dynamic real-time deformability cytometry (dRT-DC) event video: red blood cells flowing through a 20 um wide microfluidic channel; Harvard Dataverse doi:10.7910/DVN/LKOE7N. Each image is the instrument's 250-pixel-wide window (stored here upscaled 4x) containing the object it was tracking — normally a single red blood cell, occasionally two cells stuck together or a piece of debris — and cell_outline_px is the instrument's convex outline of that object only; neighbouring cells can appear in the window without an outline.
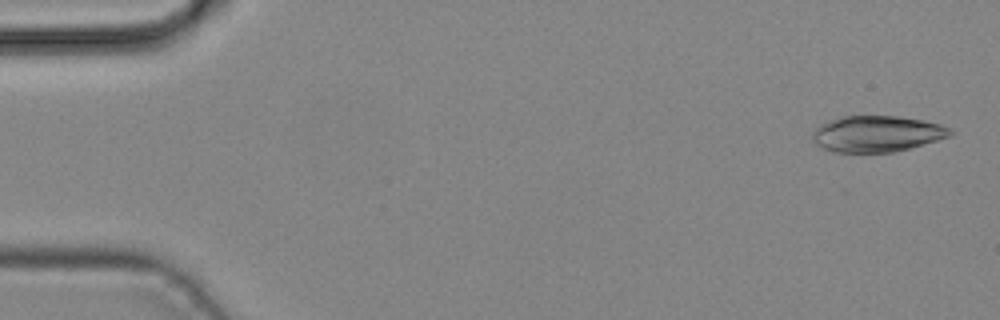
{"species": "common noctule bat (a hibernating species)", "species_latin": "Nyctalus noctula", "temperature_condition": "cold", "stored_images_in_passage": 5, "camera_frame_rate_fps": 3000, "um_per_image_px": 0.085, "animal": {"sex": "male", "body_mass_g": 19.2, "forearm_length_mm": 51.8}, "frame": {"image": 1, "passage_image": 1, "time_ms": 0.0, "image_size_px": [1000, 320], "cell_outline_px": [[956, 132], [948, 136], [936, 140], [908, 148], [892, 152], [832, 152], [820, 148], [812, 140], [812, 132], [820, 124], [828, 120], [844, 116], [900, 116], [924, 120], [940, 124], [952, 128]], "centroid_in_image_um": [74.51, 11.36], "position_along_channel_um": 10.5, "area_um2": 29.13}}
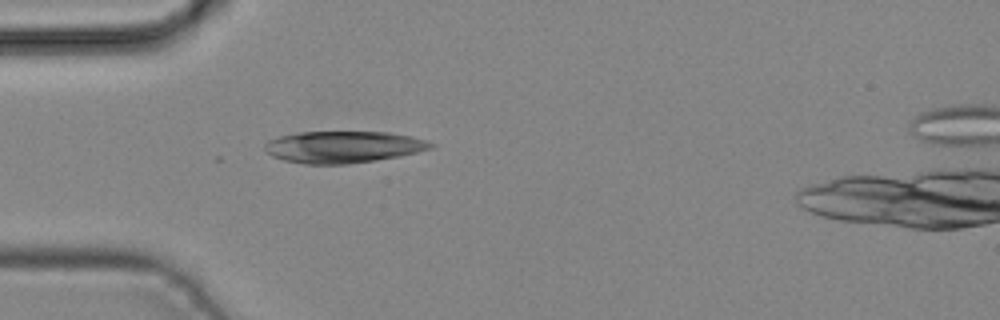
{"frame": {"image": 2, "passage_image": 4, "time_ms": 1.0, "image_size_px": [1000, 320], "cell_outline_px": [[436, 144], [432, 148], [400, 156], [348, 164], [304, 164], [284, 160], [272, 156], [264, 148], [264, 144], [268, 140], [280, 136], [300, 132], [388, 132], [412, 136], [428, 140]], "centroid_in_image_um": [29.19, 12.49], "position_along_channel_um": 55.8, "area_um2": 30.75}}